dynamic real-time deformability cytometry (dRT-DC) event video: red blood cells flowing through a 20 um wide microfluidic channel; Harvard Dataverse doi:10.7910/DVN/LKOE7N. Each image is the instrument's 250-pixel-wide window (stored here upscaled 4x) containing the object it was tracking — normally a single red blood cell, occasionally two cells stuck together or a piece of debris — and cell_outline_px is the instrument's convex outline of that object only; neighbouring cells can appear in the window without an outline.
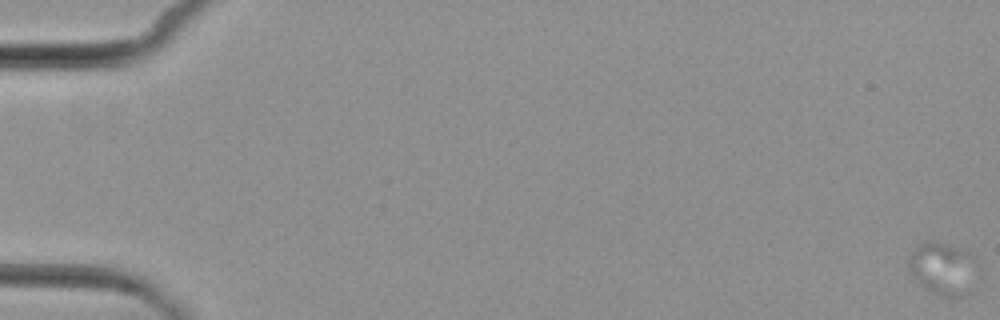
{"species": "common noctule bat (a hibernating species)", "species_latin": "Nyctalus noctula", "temperature_condition": "cold", "stored_images_in_passage": 7, "camera_frame_rate_fps": 3000, "um_per_image_px": 0.085, "animal": {"sex": "female", "body_mass_g": 29.2, "forearm_length_mm": 56.3}, "frame": {"image": 1, "passage_image": 1, "time_ms": 0.0, "image_size_px": [1000, 320], "cell_outline_px": [[980, 272], [968, 292], [964, 296], [940, 296], [924, 288], [912, 276], [908, 268], [908, 264], [912, 252], [920, 244], [928, 240], [932, 240], [948, 244], [968, 252], [976, 260], [980, 268]], "centroid_in_image_um": [80.2, 22.83], "position_along_channel_um": 4.8, "area_um2": 21.39}}
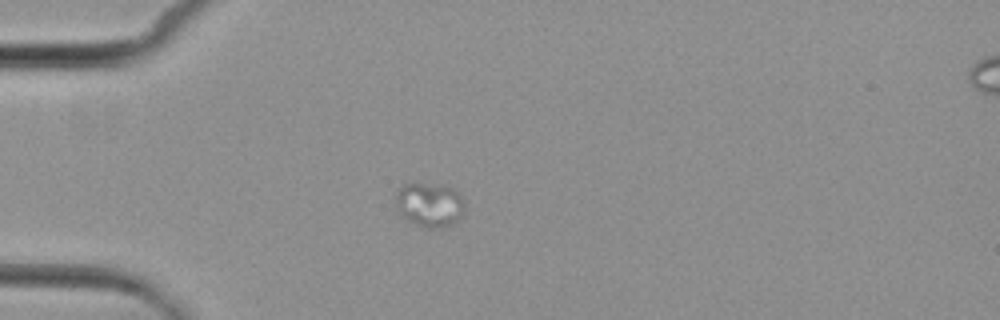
{"frame": {"image": 2, "passage_image": 5, "time_ms": 5.667, "image_size_px": [1000, 320], "cell_outline_px": [[464, 216], [452, 224], [440, 228], [428, 228], [416, 224], [400, 216], [396, 212], [396, 192], [404, 184], [444, 184], [460, 192], [464, 200]], "centroid_in_image_um": [36.54, 17.4], "position_along_channel_um": 48.5, "area_um2": 18.21}}
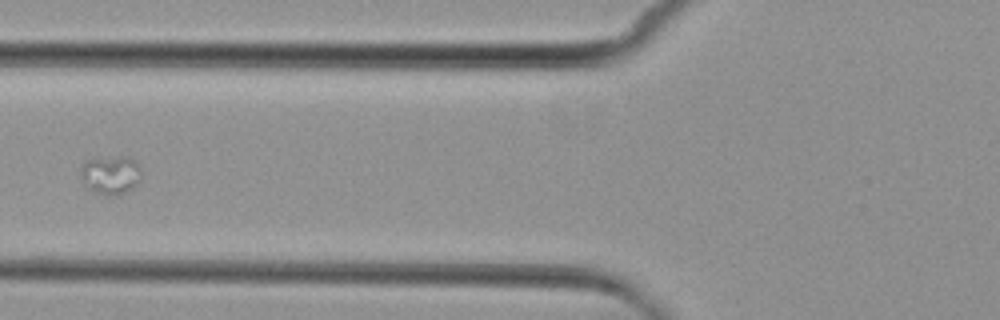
{"frame": {"image": 3, "passage_image": 7, "time_ms": 8.0, "image_size_px": [1000, 320], "cell_outline_px": [[140, 180], [132, 188], [116, 196], [108, 196], [96, 192], [88, 188], [80, 172], [80, 168], [84, 160], [120, 156], [128, 156], [136, 160], [140, 168]], "centroid_in_image_um": [9.42, 14.85], "position_along_channel_um": 116.4, "area_um2": 13.64}}